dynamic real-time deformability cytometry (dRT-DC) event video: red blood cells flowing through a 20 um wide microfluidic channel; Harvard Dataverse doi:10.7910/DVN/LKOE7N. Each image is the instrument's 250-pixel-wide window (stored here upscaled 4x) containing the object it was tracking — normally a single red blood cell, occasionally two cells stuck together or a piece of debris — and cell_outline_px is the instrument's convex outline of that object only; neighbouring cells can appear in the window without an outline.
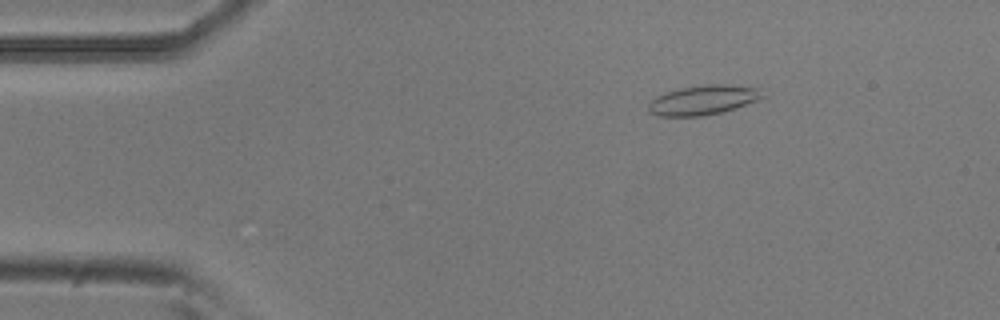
{"species": "common noctule bat (a hibernating species)", "species_latin": "Nyctalus noctula", "temperature_condition": "room temperature", "stored_images_in_passage": 53, "camera_frame_rate_fps": 3000, "um_per_image_px": 0.085, "animal": {"sex": "male", "body_mass_g": 20.5, "forearm_length_mm": 52.5}, "frame": {"image": 1, "passage_image": 8, "time_ms": 2.333, "image_size_px": [1000, 320], "cell_outline_px": [[768, 96], [720, 112], [704, 116], [656, 116], [648, 112], [648, 104], [656, 96], [664, 92], [680, 88], [704, 84], [724, 84], [760, 88]], "centroid_in_image_um": [59.74, 8.49], "position_along_channel_um": 25.3, "area_um2": 19.71}}
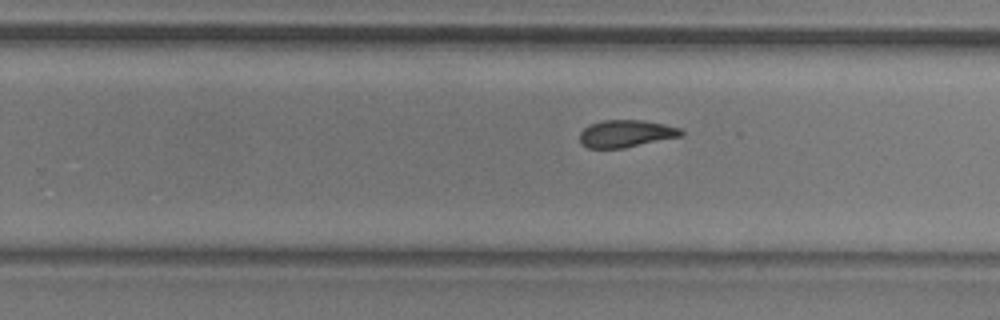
{"frame": {"image": 2, "passage_image": 33, "time_ms": 10.667, "image_size_px": [1000, 320], "cell_outline_px": [[684, 136], [624, 148], [588, 148], [580, 144], [580, 132], [588, 124], [604, 120], [644, 120], [664, 124], [680, 128], [684, 132]], "centroid_in_image_um": [53.22, 11.36], "position_along_channel_um": 276.6, "area_um2": 16.36}}
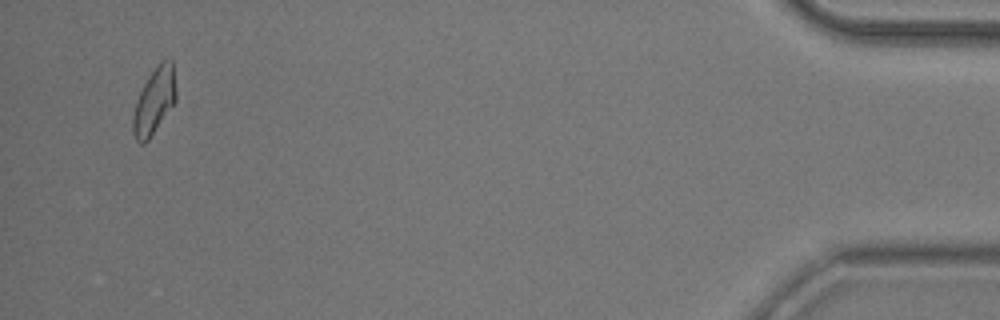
{"frame": {"image": 3, "passage_image": 51, "time_ms": 16.667, "image_size_px": [1000, 320], "cell_outline_px": [[176, 100], [148, 140], [144, 144], [140, 144], [136, 140], [132, 132], [132, 116], [136, 100], [148, 76], [160, 60], [172, 60], [176, 92]], "centroid_in_image_um": [13.09, 8.59], "position_along_channel_um": 422.1, "area_um2": 16.53}, "authors_computed_cell_mechanics": {"area_um2": 17.1666, "velocity_mm_per_s": 3.781, "shape_relaxation_time_tau1_ms": null, "shape_relaxation_time_tau2_ms": 3.6523, "deformation_change_tau1": null, "deformation_change_tau2": 0.1119}}